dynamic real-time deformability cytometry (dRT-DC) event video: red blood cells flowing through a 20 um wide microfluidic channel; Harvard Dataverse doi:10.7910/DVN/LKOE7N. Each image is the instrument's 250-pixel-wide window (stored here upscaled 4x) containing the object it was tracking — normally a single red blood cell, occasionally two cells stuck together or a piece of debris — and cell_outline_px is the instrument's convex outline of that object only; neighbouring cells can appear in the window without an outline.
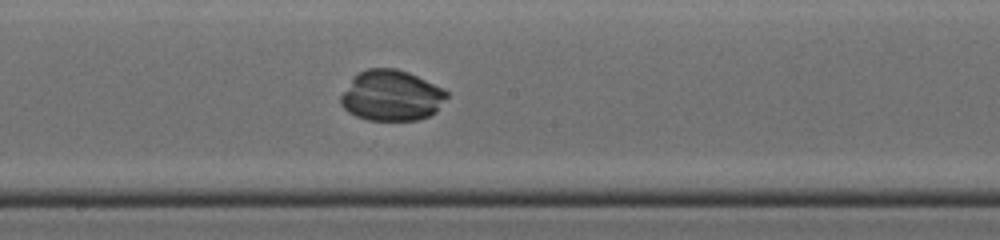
{"species": "common noctule bat (a hibernating species)", "species_latin": "Nyctalus noctula", "temperature_condition": "cold", "stored_images_in_passage": 37, "camera_frame_rate_fps": 3000, "um_per_image_px": 0.085, "animal": {"sex": "male", "body_mass_g": 19.0, "forearm_length_mm": 50.8}, "frame": {"image": 1, "passage_image": 17, "time_ms": 5.333, "image_size_px": [1000, 240], "cell_outline_px": [[448, 96], [436, 112], [420, 120], [368, 120], [356, 116], [348, 112], [340, 104], [340, 96], [352, 76], [368, 68], [396, 68], [408, 72], [444, 88], [448, 92]], "centroid_in_image_um": [33.27, 8.12], "position_along_channel_um": 214.9, "area_um2": 31.56}}
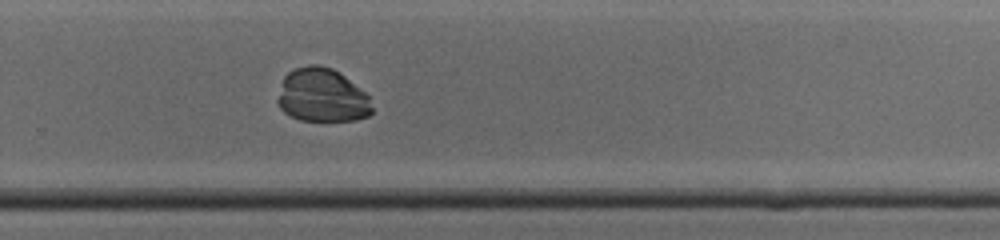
{"frame": {"image": 2, "passage_image": 23, "time_ms": 7.333, "image_size_px": [1000, 240], "cell_outline_px": [[372, 112], [368, 116], [356, 120], [300, 120], [284, 112], [280, 108], [276, 100], [284, 76], [288, 72], [296, 68], [308, 64], [320, 64], [332, 68], [344, 76], [364, 92], [368, 96], [372, 108]], "centroid_in_image_um": [27.35, 8.1], "position_along_channel_um": 302.5, "area_um2": 29.36}}
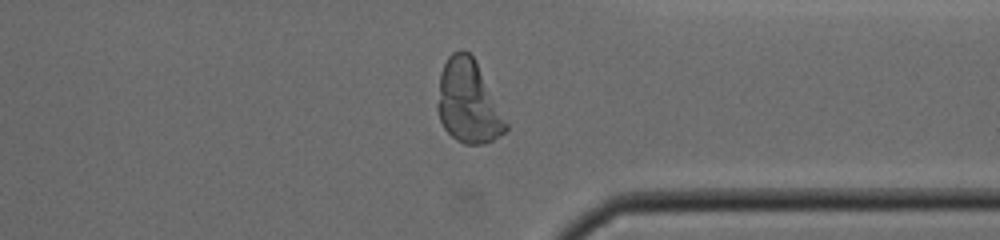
{"frame": {"image": 3, "passage_image": 28, "time_ms": 9.0, "image_size_px": [1000, 240], "cell_outline_px": [[508, 128], [504, 132], [492, 140], [484, 144], [464, 144], [456, 140], [444, 128], [440, 120], [436, 108], [436, 104], [440, 72], [448, 56], [452, 52], [464, 48], [472, 56], [508, 124]], "centroid_in_image_um": [39.75, 8.66], "position_along_channel_um": 371.6, "area_um2": 32.71}}